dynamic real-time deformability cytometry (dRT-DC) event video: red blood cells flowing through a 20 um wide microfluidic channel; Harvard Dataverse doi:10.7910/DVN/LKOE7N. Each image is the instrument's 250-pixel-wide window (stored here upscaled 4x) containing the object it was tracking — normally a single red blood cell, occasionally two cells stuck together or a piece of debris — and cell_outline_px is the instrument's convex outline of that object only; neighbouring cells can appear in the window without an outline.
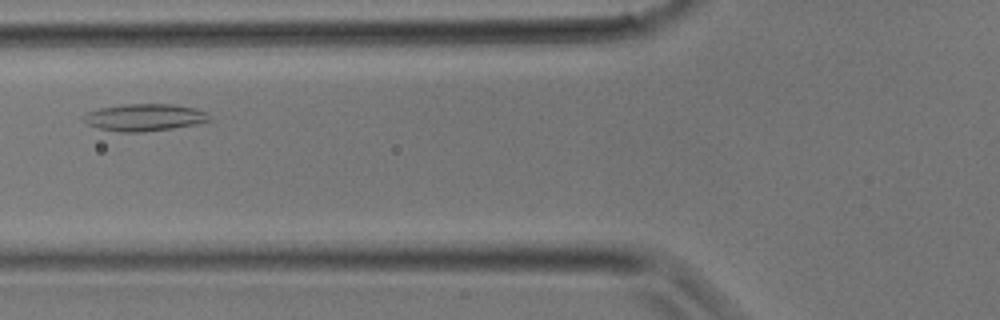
{"species": "common noctule bat (a hibernating species)", "species_latin": "Nyctalus noctula", "temperature_condition": "room temperature", "stored_images_in_passage": 27, "camera_frame_rate_fps": 3000, "um_per_image_px": 0.085, "animal": {"sex": "male", "body_mass_g": 17.9}, "frame": {"image": 1, "passage_image": 7, "time_ms": 2.0, "image_size_px": [1000, 320], "cell_outline_px": [[212, 120], [196, 124], [172, 128], [140, 132], [120, 132], [100, 128], [88, 124], [80, 116], [88, 112], [100, 108], [120, 104], [172, 104], [196, 108], [208, 112], [212, 116]], "centroid_in_image_um": [12.32, 9.97], "position_along_channel_um": 113.5, "area_um2": 20.0}}
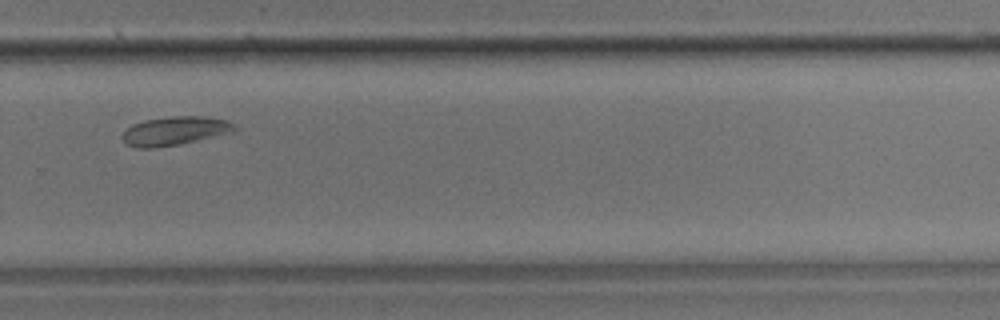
{"frame": {"image": 2, "passage_image": 17, "time_ms": 5.333, "image_size_px": [1000, 320], "cell_outline_px": [[240, 128], [236, 132], [180, 144], [152, 148], [136, 148], [124, 144], [120, 136], [132, 124], [144, 120], [168, 116], [204, 116], [228, 120], [236, 124]], "centroid_in_image_um": [14.9, 11.12], "position_along_channel_um": 314.9, "area_um2": 19.31}}
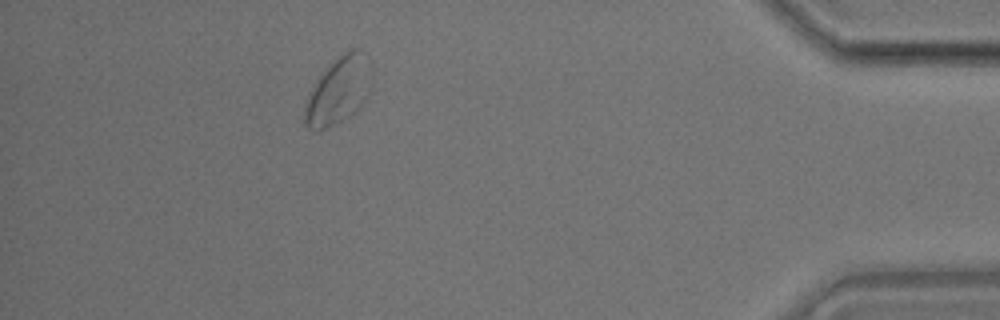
{"frame": {"image": 3, "passage_image": 24, "time_ms": 7.667, "image_size_px": [1000, 320], "cell_outline_px": [[368, 92], [364, 100], [356, 112], [328, 128], [316, 132], [308, 128], [304, 124], [304, 104], [308, 92], [312, 84], [328, 64], [348, 48], [356, 48], [364, 52], [368, 56]], "centroid_in_image_um": [28.68, 7.7], "position_along_channel_um": 406.5, "area_um2": 26.36}}